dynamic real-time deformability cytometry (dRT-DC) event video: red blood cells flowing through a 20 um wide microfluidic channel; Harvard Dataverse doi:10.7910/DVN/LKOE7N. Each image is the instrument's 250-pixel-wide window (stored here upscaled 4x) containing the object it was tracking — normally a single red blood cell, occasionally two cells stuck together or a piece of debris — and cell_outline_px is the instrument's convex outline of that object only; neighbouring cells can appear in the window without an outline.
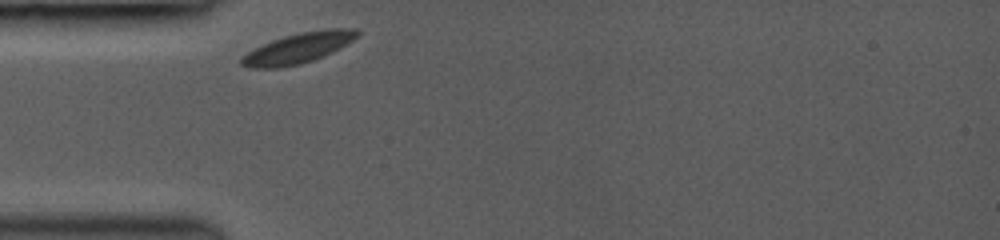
{"species": "common noctule bat (a hibernating species)", "species_latin": "Nyctalus noctula", "temperature_condition": "room temperature", "stored_images_in_passage": 6, "camera_frame_rate_fps": 3000, "um_per_image_px": 0.085, "animal": {"sex": "female", "body_mass_g": 19.0, "forearm_length_mm": 53.3}, "frame": {"image": 1, "passage_image": 1, "time_ms": 0.0, "image_size_px": [1000, 240], "cell_outline_px": [[360, 32], [352, 40], [332, 52], [324, 56], [300, 64], [280, 68], [252, 68], [240, 64], [240, 60], [248, 52], [272, 40], [284, 36], [300, 32], [328, 28], [356, 28]], "centroid_in_image_um": [25.36, 4.08], "position_along_channel_um": 59.6, "area_um2": 20.23}}
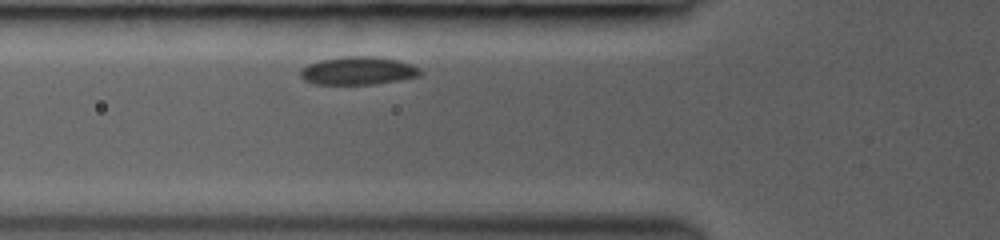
{"frame": {"image": 2, "passage_image": 3, "time_ms": 1.0, "image_size_px": [1000, 240], "cell_outline_px": [[420, 76], [372, 84], [316, 84], [304, 80], [300, 76], [300, 68], [308, 64], [320, 60], [344, 56], [376, 56], [396, 60], [420, 68]], "centroid_in_image_um": [30.37, 6.0], "position_along_channel_um": 95.4, "area_um2": 19.42}}
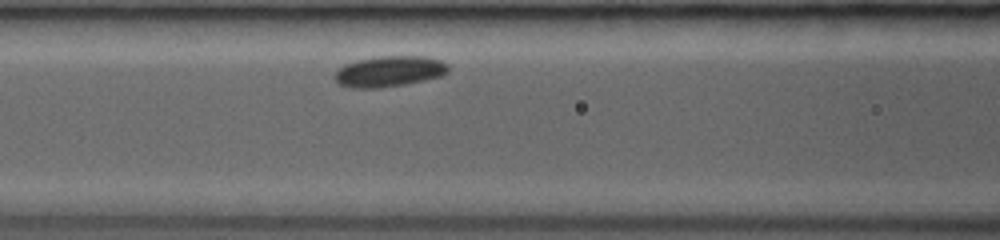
{"frame": {"image": 3, "passage_image": 6, "time_ms": 2.0, "image_size_px": [1000, 240], "cell_outline_px": [[448, 72], [444, 76], [404, 84], [380, 88], [352, 88], [340, 84], [332, 76], [344, 64], [360, 60], [380, 56], [424, 56], [440, 60], [448, 64]], "centroid_in_image_um": [33.11, 6.07], "position_along_channel_um": 133.5, "area_um2": 20.35}}